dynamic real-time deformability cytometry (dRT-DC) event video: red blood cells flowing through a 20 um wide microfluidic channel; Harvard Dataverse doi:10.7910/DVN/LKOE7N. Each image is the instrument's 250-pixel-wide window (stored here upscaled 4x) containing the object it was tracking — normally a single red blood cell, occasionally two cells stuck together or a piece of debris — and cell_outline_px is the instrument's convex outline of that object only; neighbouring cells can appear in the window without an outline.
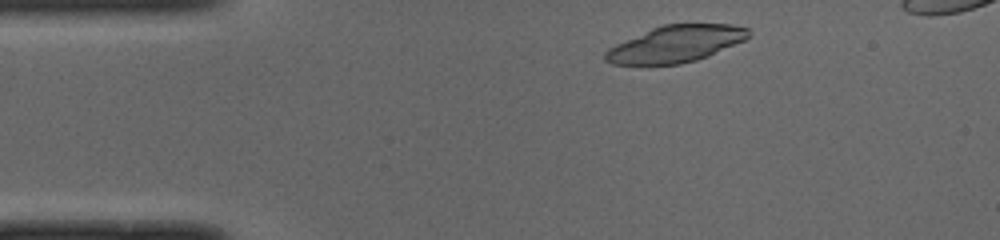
{"species": "common noctule bat (a hibernating species)", "species_latin": "Nyctalus noctula", "temperature_condition": "cold", "stored_images_in_passage": 41, "camera_frame_rate_fps": 3000, "um_per_image_px": 0.085, "animal": {"sex": "male", "body_mass_g": 19.0, "forearm_length_mm": 50.8}, "frame": {"image": 1, "passage_image": 3, "time_ms": 0.667, "image_size_px": [1000, 240], "cell_outline_px": [[752, 36], [744, 40], [708, 56], [696, 60], [680, 64], [612, 64], [604, 60], [604, 52], [608, 48], [616, 44], [652, 28], [664, 24], [732, 24], [748, 28]], "centroid_in_image_um": [57.45, 3.73], "position_along_channel_um": 27.6, "area_um2": 30.46}}